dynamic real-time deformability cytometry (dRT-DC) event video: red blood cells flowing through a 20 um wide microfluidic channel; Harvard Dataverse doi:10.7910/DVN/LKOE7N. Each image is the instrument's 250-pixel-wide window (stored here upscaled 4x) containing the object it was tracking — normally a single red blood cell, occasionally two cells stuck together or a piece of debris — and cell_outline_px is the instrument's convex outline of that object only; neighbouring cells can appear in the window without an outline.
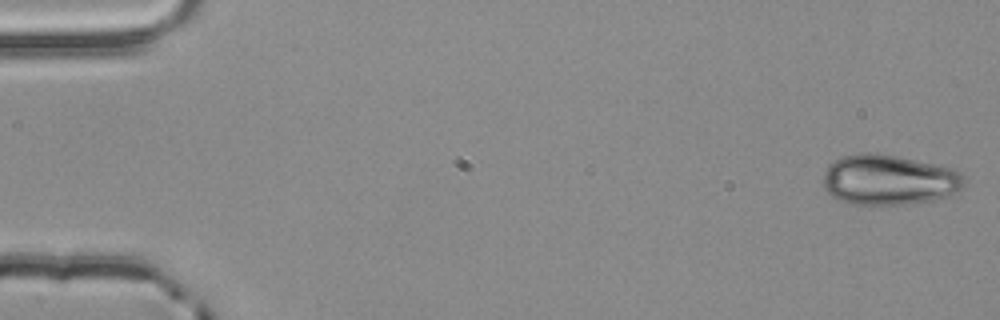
{"species": "common noctule bat (a hibernating species)", "species_latin": "Nyctalus noctula", "temperature_condition": "room temperature", "stored_images_in_passage": 54, "camera_frame_rate_fps": 3000, "um_per_image_px": 0.085, "animal": {"sex": "male", "body_mass_g": 20.4}, "frame": {"image": 1, "passage_image": 1, "time_ms": 0.0, "image_size_px": [1000, 320], "cell_outline_px": [[968, 180], [960, 188], [944, 196], [932, 200], [908, 204], [852, 204], [840, 200], [832, 196], [824, 188], [824, 172], [828, 164], [840, 156], [860, 152], [876, 152], [896, 156], [952, 168], [960, 172]], "centroid_in_image_um": [75.52, 15.26], "position_along_channel_um": 9.5, "area_um2": 41.27}}
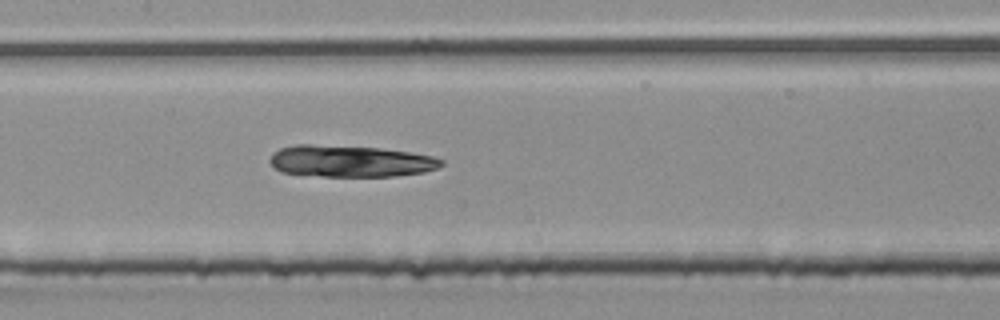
{"frame": {"image": 2, "passage_image": 26, "time_ms": 8.333, "image_size_px": [1000, 320], "cell_outline_px": [[444, 164], [436, 168], [424, 172], [396, 176], [324, 176], [280, 172], [268, 160], [272, 152], [280, 148], [296, 144], [312, 144], [380, 148], [408, 152], [432, 156], [444, 160]], "centroid_in_image_um": [29.76, 13.69], "position_along_channel_um": 177.6, "area_um2": 31.62}}
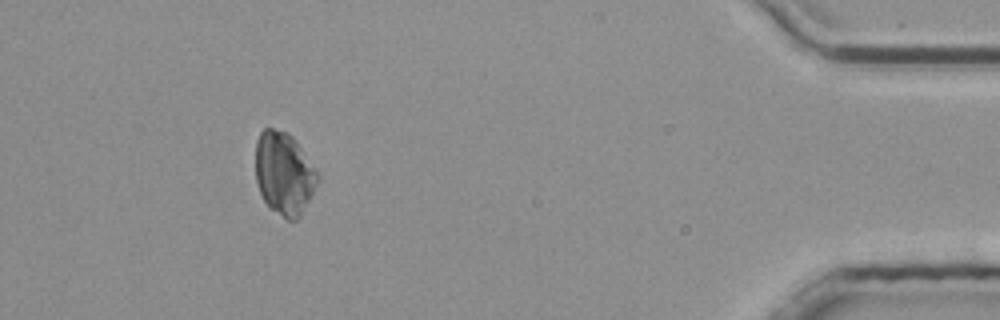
{"frame": {"image": 3, "passage_image": 49, "time_ms": 16.0, "image_size_px": [1000, 320], "cell_outline_px": [[320, 176], [300, 216], [296, 220], [288, 220], [268, 208], [260, 192], [256, 180], [256, 140], [260, 132], [264, 128], [272, 128], [288, 132], [292, 136]], "centroid_in_image_um": [24.11, 14.74], "position_along_channel_um": 411.1, "area_um2": 29.65}}